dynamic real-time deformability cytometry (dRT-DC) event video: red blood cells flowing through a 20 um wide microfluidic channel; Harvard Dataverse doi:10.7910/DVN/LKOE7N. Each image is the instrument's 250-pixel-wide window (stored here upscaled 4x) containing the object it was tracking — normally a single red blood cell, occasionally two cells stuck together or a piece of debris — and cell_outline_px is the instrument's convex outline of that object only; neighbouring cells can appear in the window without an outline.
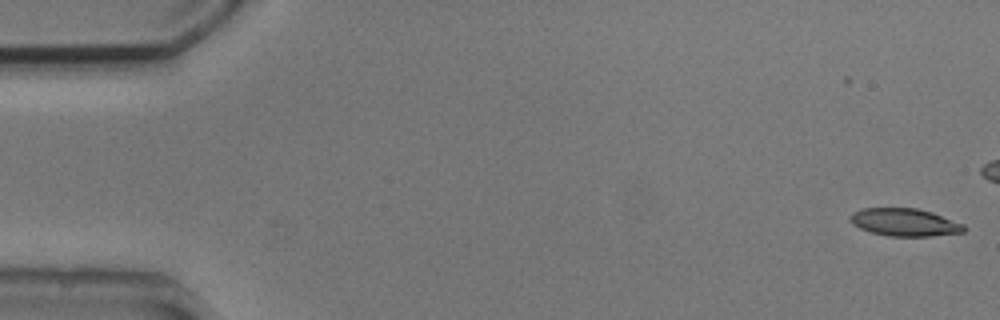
{"species": "common noctule bat (a hibernating species)", "species_latin": "Nyctalus noctula", "temperature_condition": "cold", "stored_images_in_passage": 43, "camera_frame_rate_fps": 3000, "um_per_image_px": 0.085, "animal": {"sex": "male", "body_mass_g": 20.5, "forearm_length_mm": 52.5}, "frame": {"image": 1, "passage_image": 1, "time_ms": 0.0, "image_size_px": [1000, 320], "cell_outline_px": [[964, 232], [932, 236], [888, 236], [872, 232], [860, 228], [852, 224], [848, 216], [852, 212], [860, 208], [916, 208], [932, 212], [964, 224]], "centroid_in_image_um": [76.86, 18.89], "position_along_channel_um": 8.1, "area_um2": 18.38}}
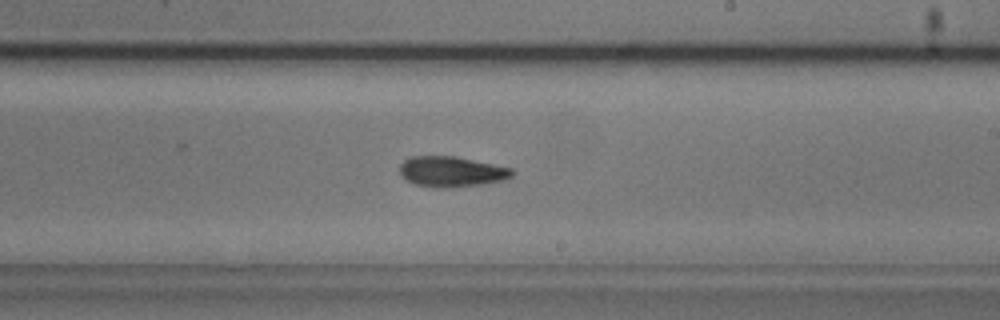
{"frame": {"image": 2, "passage_image": 31, "time_ms": 10.0, "image_size_px": [1000, 320], "cell_outline_px": [[516, 172], [512, 176], [504, 180], [484, 184], [448, 188], [444, 188], [416, 184], [408, 180], [400, 172], [400, 164], [404, 160], [412, 156], [456, 156], [512, 168]], "centroid_in_image_um": [38.43, 14.58], "position_along_channel_um": 250.6, "area_um2": 19.88}}
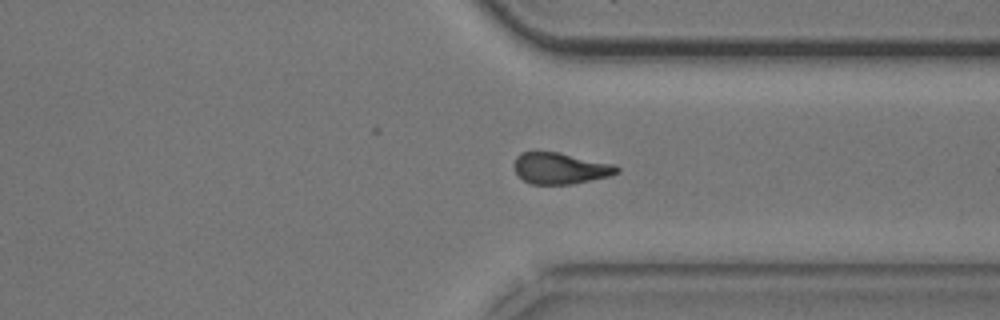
{"frame": {"image": 3, "passage_image": 40, "time_ms": 13.0, "image_size_px": [1000, 320], "cell_outline_px": [[620, 172], [612, 176], [572, 184], [532, 184], [524, 180], [516, 172], [516, 156], [520, 152], [556, 152], [616, 164], [620, 168]], "centroid_in_image_um": [47.71, 14.31], "position_along_channel_um": 363.7, "area_um2": 18.67}}